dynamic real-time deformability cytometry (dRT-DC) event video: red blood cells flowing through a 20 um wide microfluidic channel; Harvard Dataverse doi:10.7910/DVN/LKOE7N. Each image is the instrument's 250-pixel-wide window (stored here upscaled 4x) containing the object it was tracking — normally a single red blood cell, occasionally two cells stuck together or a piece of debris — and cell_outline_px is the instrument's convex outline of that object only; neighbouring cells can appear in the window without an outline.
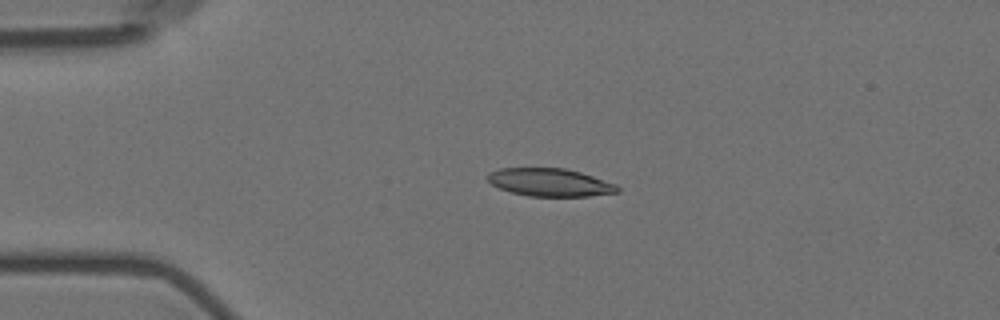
{"species": "Egyptian fruit bat (a non-hibernating species)", "species_latin": "Rousettus aegyptiacus", "temperature_condition": "room temperature", "stored_images_in_passage": 5, "camera_frame_rate_fps": 3000, "um_per_image_px": 0.085, "animal": {"sex": "female"}, "frame": {"image": 1, "passage_image": 4, "time_ms": 3.333, "image_size_px": [1000, 320], "cell_outline_px": [[620, 192], [588, 196], [528, 196], [512, 192], [500, 188], [492, 184], [488, 180], [488, 172], [500, 168], [564, 168], [580, 172], [616, 184], [620, 188]], "centroid_in_image_um": [46.75, 15.5], "position_along_channel_um": 38.2, "area_um2": 20.98}}